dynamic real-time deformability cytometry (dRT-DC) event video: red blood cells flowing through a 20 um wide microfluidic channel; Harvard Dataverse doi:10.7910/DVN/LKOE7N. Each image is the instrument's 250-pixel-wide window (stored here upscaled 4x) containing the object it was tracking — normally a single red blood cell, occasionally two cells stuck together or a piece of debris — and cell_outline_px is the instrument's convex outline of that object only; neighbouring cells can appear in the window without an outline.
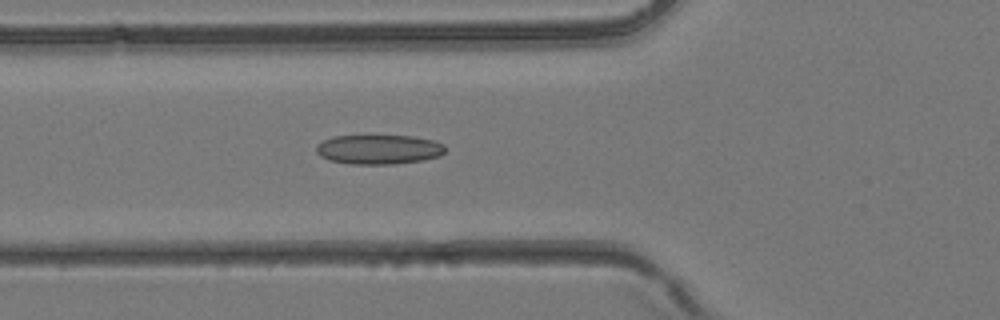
{"species": "common noctule bat (a hibernating species)", "species_latin": "Nyctalus noctula", "temperature_condition": "room temperature", "stored_images_in_passage": 43, "camera_frame_rate_fps": 3000, "um_per_image_px": 0.085, "animal": {"sex": "female", "body_mass_g": 24.6, "forearm_length_mm": 56.2}, "frame": {"image": 1, "passage_image": 16, "time_ms": 5.0, "image_size_px": [1000, 320], "cell_outline_px": [[444, 152], [440, 156], [424, 160], [392, 164], [352, 164], [328, 160], [320, 156], [316, 152], [316, 144], [332, 136], [412, 136], [432, 140], [444, 144]], "centroid_in_image_um": [32.17, 12.7], "position_along_channel_um": 93.6, "area_um2": 22.2}}
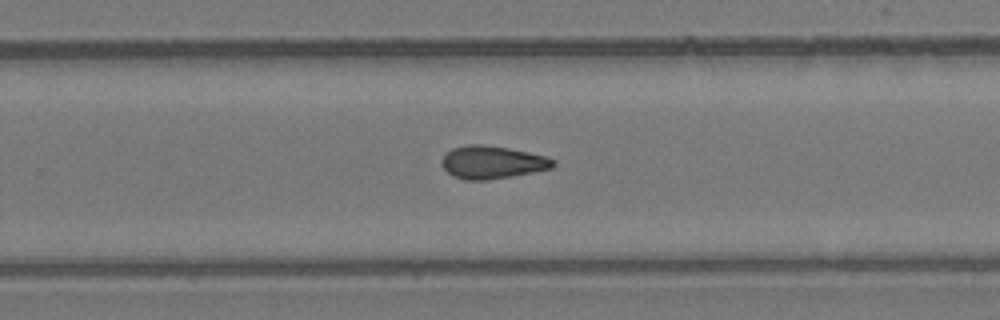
{"frame": {"image": 2, "passage_image": 28, "time_ms": 9.0, "image_size_px": [1000, 320], "cell_outline_px": [[556, 164], [552, 168], [512, 176], [488, 180], [464, 180], [452, 176], [440, 164], [440, 160], [452, 148], [468, 144], [484, 144], [508, 148], [548, 156], [556, 160]], "centroid_in_image_um": [41.84, 13.79], "position_along_channel_um": 288.0, "area_um2": 21.5}}
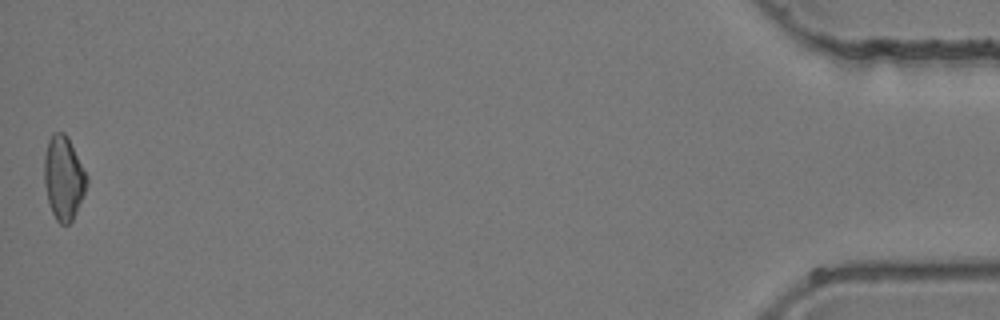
{"frame": {"image": 3, "passage_image": 43, "time_ms": 14.0, "image_size_px": [1000, 320], "cell_outline_px": [[88, 184], [76, 212], [72, 220], [68, 224], [60, 224], [56, 220], [52, 212], [48, 200], [44, 184], [44, 156], [48, 140], [52, 132], [64, 132], [68, 136], [88, 176]], "centroid_in_image_um": [5.41, 15.09], "position_along_channel_um": 429.8, "area_um2": 20.87}}